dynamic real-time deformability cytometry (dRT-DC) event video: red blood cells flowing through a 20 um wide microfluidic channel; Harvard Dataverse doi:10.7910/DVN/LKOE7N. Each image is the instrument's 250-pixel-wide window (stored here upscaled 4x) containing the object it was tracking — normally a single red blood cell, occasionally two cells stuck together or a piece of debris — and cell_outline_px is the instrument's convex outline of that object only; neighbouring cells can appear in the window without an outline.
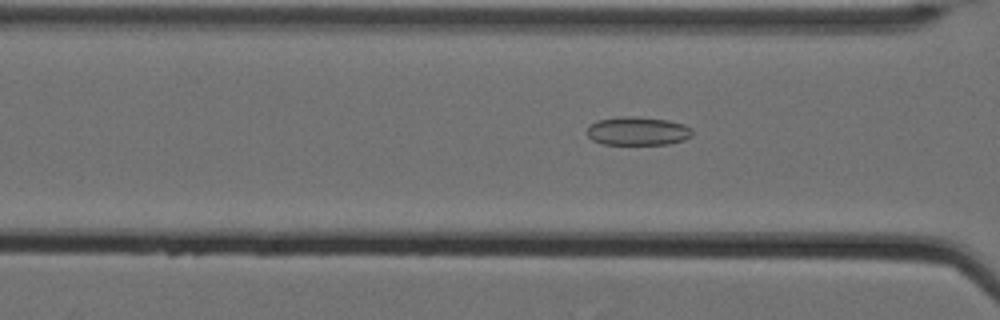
{"species": "Egyptian fruit bat (a non-hibernating species)", "species_latin": "Rousettus aegyptiacus", "temperature_condition": "cold", "stored_images_in_passage": 58, "camera_frame_rate_fps": 3000, "um_per_image_px": 0.085, "animal": {"sex": "female"}, "frame": {"image": 1, "passage_image": 29, "time_ms": 9.333, "image_size_px": [1000, 320], "cell_outline_px": [[692, 136], [684, 140], [668, 144], [600, 144], [592, 140], [588, 136], [588, 124], [596, 120], [620, 116], [636, 116], [668, 120], [684, 124], [692, 128]], "centroid_in_image_um": [54.19, 11.13], "position_along_channel_um": 112.4, "area_um2": 17.74}}
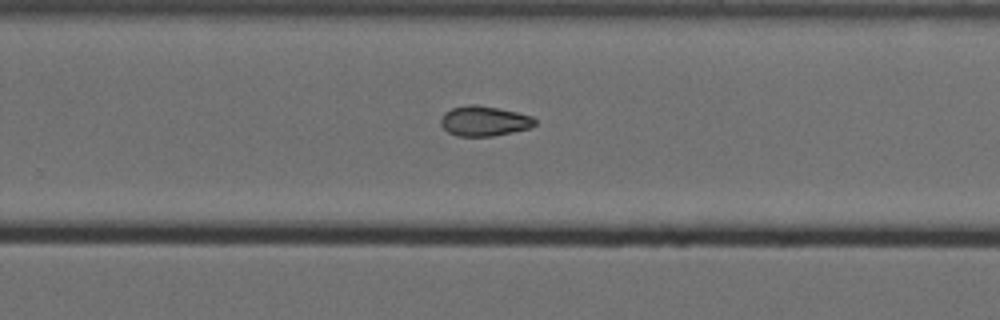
{"frame": {"image": 2, "passage_image": 44, "time_ms": 14.333, "image_size_px": [1000, 320], "cell_outline_px": [[536, 124], [532, 128], [492, 136], [456, 136], [448, 132], [440, 124], [440, 120], [444, 112], [452, 108], [468, 104], [476, 104], [516, 112], [532, 116], [536, 120]], "centroid_in_image_um": [41.15, 10.29], "position_along_channel_um": 288.7, "area_um2": 16.53}}
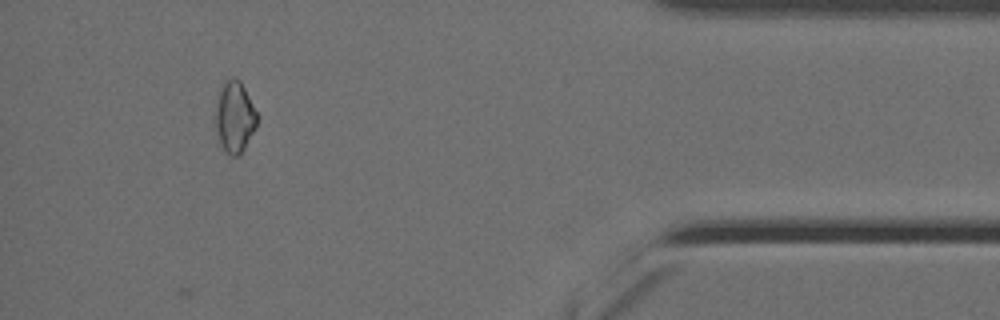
{"frame": {"image": 3, "passage_image": 58, "time_ms": 19.0, "image_size_px": [1000, 320], "cell_outline_px": [[256, 128], [244, 148], [236, 156], [228, 156], [220, 144], [216, 128], [216, 112], [220, 92], [224, 80], [232, 76], [240, 80], [256, 112]], "centroid_in_image_um": [19.94, 9.95], "position_along_channel_um": 415.3, "area_um2": 16.82}}